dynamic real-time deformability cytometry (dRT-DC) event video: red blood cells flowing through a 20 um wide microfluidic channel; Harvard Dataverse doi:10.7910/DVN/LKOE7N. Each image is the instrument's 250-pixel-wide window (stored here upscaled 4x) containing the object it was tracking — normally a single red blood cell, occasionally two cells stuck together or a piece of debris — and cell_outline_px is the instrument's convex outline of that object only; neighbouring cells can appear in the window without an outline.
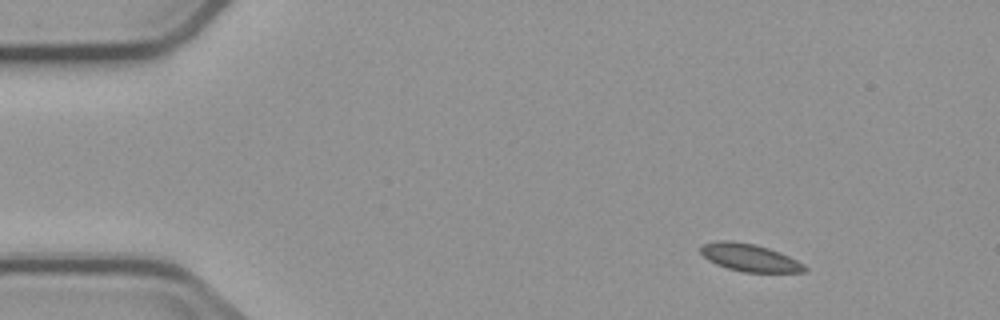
{"species": "common noctule bat (a hibernating species)", "species_latin": "Nyctalus noctula", "temperature_condition": "cold", "stored_images_in_passage": 6, "camera_frame_rate_fps": 3000, "um_per_image_px": 0.085, "animal": {"sex": "male", "body_mass_g": 23.1, "forearm_length_mm": 52.7}, "frame": {"image": 1, "passage_image": 1, "time_ms": 0.0, "image_size_px": [1000, 320], "cell_outline_px": [[808, 272], [744, 272], [728, 268], [716, 264], [708, 260], [700, 252], [700, 248], [704, 244], [716, 240], [732, 240], [752, 244], [768, 248], [780, 252], [804, 264], [808, 268]], "centroid_in_image_um": [63.72, 21.9], "position_along_channel_um": 21.3, "area_um2": 16.65}}
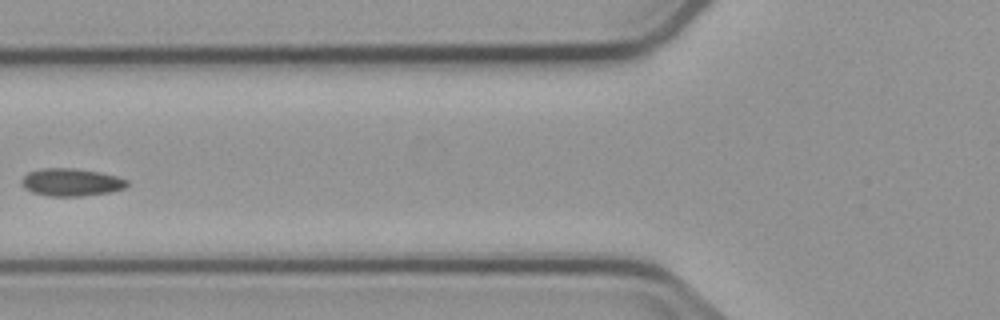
{"frame": {"image": 2, "passage_image": 5, "time_ms": 5.0, "image_size_px": [1000, 320], "cell_outline_px": [[128, 184], [124, 188], [112, 192], [80, 196], [48, 196], [32, 192], [24, 188], [20, 184], [20, 180], [28, 172], [44, 168], [76, 168], [100, 172], [116, 176], [128, 180]], "centroid_in_image_um": [6.04, 15.49], "position_along_channel_um": 119.8, "area_um2": 17.11}}
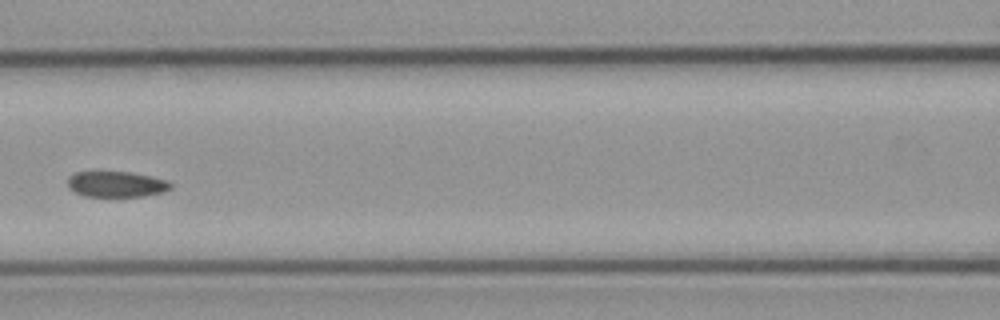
{"frame": {"image": 3, "passage_image": 6, "time_ms": 6.0, "image_size_px": [1000, 320], "cell_outline_px": [[172, 188], [164, 192], [144, 196], [84, 196], [68, 188], [68, 176], [76, 172], [128, 172], [168, 180], [172, 184]], "centroid_in_image_um": [9.9, 15.66], "position_along_channel_um": 156.7, "area_um2": 15.37}}